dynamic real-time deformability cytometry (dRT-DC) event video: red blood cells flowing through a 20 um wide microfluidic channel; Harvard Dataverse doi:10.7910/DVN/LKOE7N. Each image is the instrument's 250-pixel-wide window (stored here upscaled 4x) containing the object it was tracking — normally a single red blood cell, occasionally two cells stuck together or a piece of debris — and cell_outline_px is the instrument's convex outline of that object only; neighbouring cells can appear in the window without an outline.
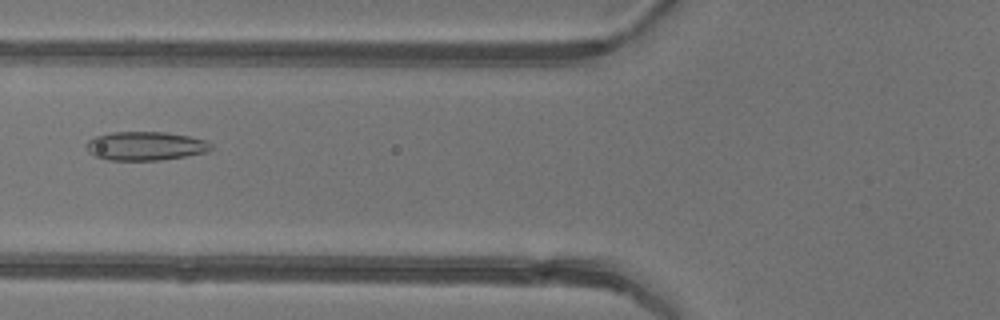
{"species": "common noctule bat (a hibernating species)", "species_latin": "Nyctalus noctula", "temperature_condition": "warm", "stored_images_in_passage": 6, "camera_frame_rate_fps": 3000, "um_per_image_px": 0.085, "animal": {"sex": "female"}, "frame": {"image": 1, "passage_image": 6, "time_ms": 5.667, "image_size_px": [1000, 320], "cell_outline_px": [[212, 148], [208, 152], [160, 160], [108, 160], [96, 156], [88, 152], [84, 144], [88, 140], [96, 136], [112, 132], [168, 132], [208, 140], [212, 144]], "centroid_in_image_um": [12.37, 12.4], "position_along_channel_um": 113.4, "area_um2": 21.04}}